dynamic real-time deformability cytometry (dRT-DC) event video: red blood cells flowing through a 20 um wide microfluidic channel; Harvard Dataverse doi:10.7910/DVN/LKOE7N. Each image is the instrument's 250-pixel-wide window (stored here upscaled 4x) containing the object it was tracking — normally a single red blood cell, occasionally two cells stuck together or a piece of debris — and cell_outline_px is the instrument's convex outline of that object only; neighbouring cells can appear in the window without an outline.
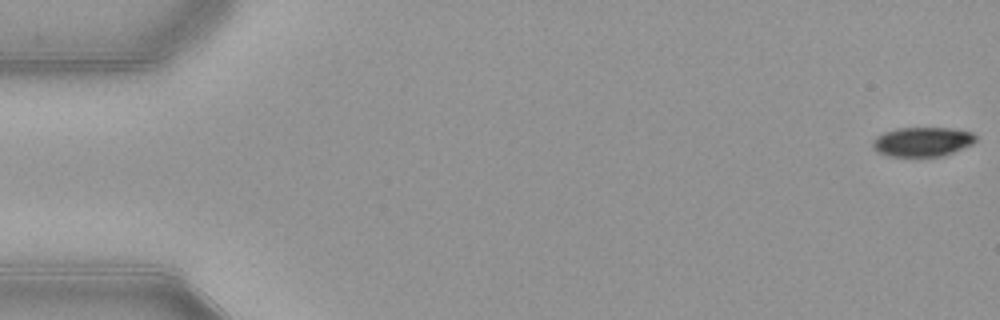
{"species": "common noctule bat (a hibernating species)", "species_latin": "Nyctalus noctula", "temperature_condition": "warm", "stored_images_in_passage": 53, "camera_frame_rate_fps": 3000, "um_per_image_px": 0.085, "animal": {"sex": "female", "body_mass_g": 21.9}, "frame": {"image": 1, "passage_image": 1, "time_ms": 0.0, "image_size_px": [1000, 320], "cell_outline_px": [[976, 140], [972, 144], [944, 156], [888, 156], [876, 152], [872, 148], [872, 140], [876, 136], [884, 132], [896, 128], [952, 128], [972, 132], [976, 136]], "centroid_in_image_um": [78.37, 12.05], "position_along_channel_um": 6.6, "area_um2": 17.8}}
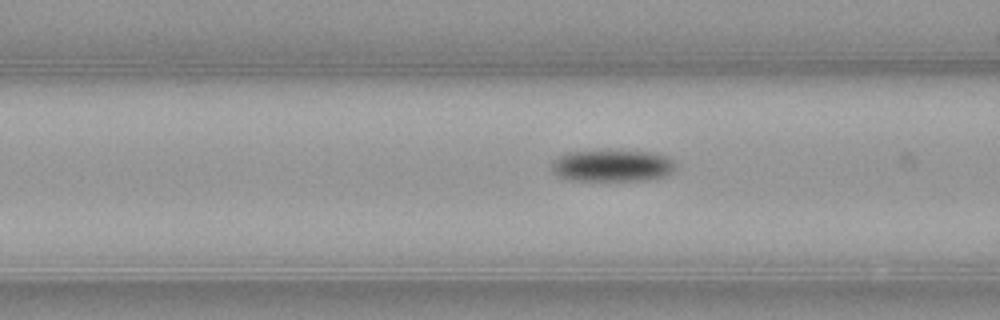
{"frame": {"image": 2, "passage_image": 21, "time_ms": 6.667, "image_size_px": [1000, 320], "cell_outline_px": [[676, 168], [672, 172], [660, 176], [644, 180], [572, 180], [560, 176], [552, 172], [552, 160], [556, 156], [568, 152], [608, 148], [616, 148], [656, 152], [668, 156], [676, 164]], "centroid_in_image_um": [52.03, 14.01], "position_along_channel_um": 114.6, "area_um2": 23.93}}
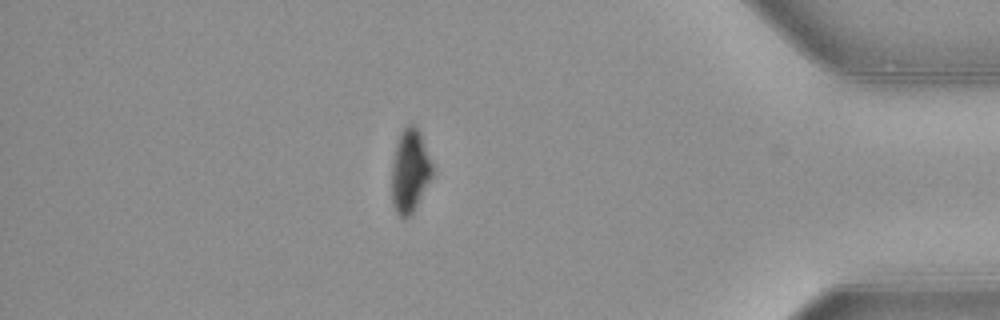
{"frame": {"image": 3, "passage_image": 46, "time_ms": 15.0, "image_size_px": [1000, 320], "cell_outline_px": [[432, 176], [412, 212], [404, 220], [400, 220], [392, 204], [392, 164], [396, 144], [404, 128], [408, 124], [412, 124], [420, 132], [432, 164]], "centroid_in_image_um": [34.82, 14.56], "position_along_channel_um": 400.4, "area_um2": 19.36}, "authors_computed_cell_mechanics": {"area_um2": 21.3282, "velocity_mm_per_s": 3.9186, "shape_relaxation_time_tau1_ms": 3.4067, "shape_relaxation_time_tau2_ms": null, "deformation_change_tau1": 0.1184, "deformation_change_tau2": null}}